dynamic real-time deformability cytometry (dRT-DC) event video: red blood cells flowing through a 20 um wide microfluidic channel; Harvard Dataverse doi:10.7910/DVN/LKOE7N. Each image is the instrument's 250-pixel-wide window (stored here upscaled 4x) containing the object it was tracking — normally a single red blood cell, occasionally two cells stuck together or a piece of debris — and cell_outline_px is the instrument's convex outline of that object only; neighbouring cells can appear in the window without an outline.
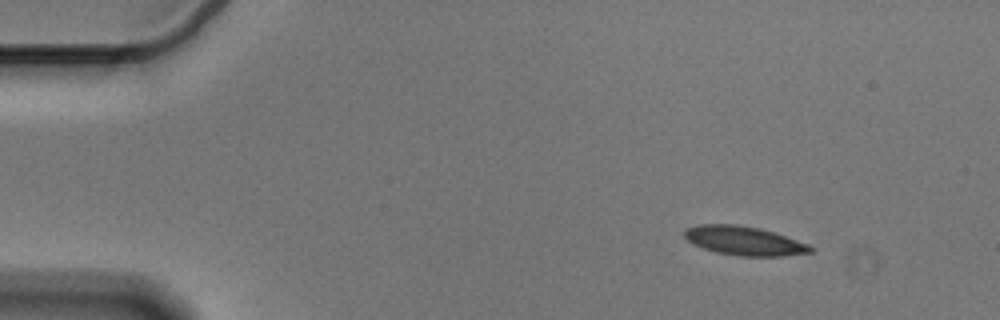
{"species": "Egyptian fruit bat (a non-hibernating species)", "species_latin": "Rousettus aegyptiacus", "temperature_condition": "cold", "stored_images_in_passage": 50, "camera_frame_rate_fps": 3000, "um_per_image_px": 0.085, "animal": {"sex": "male"}, "frame": {"image": 1, "passage_image": 1, "time_ms": 0.0, "image_size_px": [1000, 320], "cell_outline_px": [[812, 252], [780, 256], [740, 256], [716, 252], [692, 244], [684, 236], [684, 228], [700, 224], [736, 224], [760, 228], [808, 244], [812, 248]], "centroid_in_image_um": [63.19, 20.46], "position_along_channel_um": 21.8, "area_um2": 21.1}}
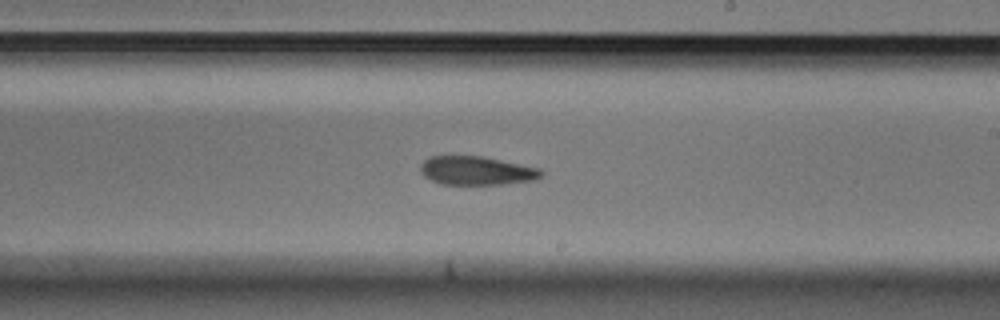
{"frame": {"image": 2, "passage_image": 27, "time_ms": 8.667, "image_size_px": [1000, 320], "cell_outline_px": [[544, 176], [536, 180], [504, 184], [440, 184], [424, 176], [420, 172], [420, 164], [424, 160], [432, 156], [484, 156], [540, 168], [544, 172]], "centroid_in_image_um": [40.55, 14.5], "position_along_channel_um": 248.5, "area_um2": 20.4}}
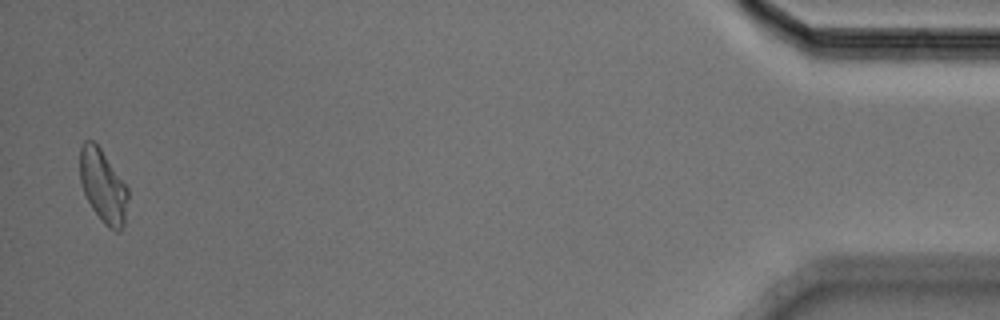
{"frame": {"image": 3, "passage_image": 49, "time_ms": 16.0, "image_size_px": [1000, 320], "cell_outline_px": [[128, 200], [124, 224], [120, 232], [116, 232], [108, 228], [104, 224], [92, 208], [84, 192], [80, 180], [80, 148], [84, 140], [92, 140], [100, 148], [128, 188]], "centroid_in_image_um": [8.76, 15.84], "position_along_channel_um": 426.4, "area_um2": 20.35}, "authors_computed_cell_mechanics": {"area_um2": 21.4149, "velocity_mm_per_s": 3.5786, "shape_relaxation_time_tau1_ms": 6.6138, "shape_relaxation_time_tau2_ms": 3.2641, "deformation_change_tau1": 0.1588, "deformation_change_tau2": 0.0952}}